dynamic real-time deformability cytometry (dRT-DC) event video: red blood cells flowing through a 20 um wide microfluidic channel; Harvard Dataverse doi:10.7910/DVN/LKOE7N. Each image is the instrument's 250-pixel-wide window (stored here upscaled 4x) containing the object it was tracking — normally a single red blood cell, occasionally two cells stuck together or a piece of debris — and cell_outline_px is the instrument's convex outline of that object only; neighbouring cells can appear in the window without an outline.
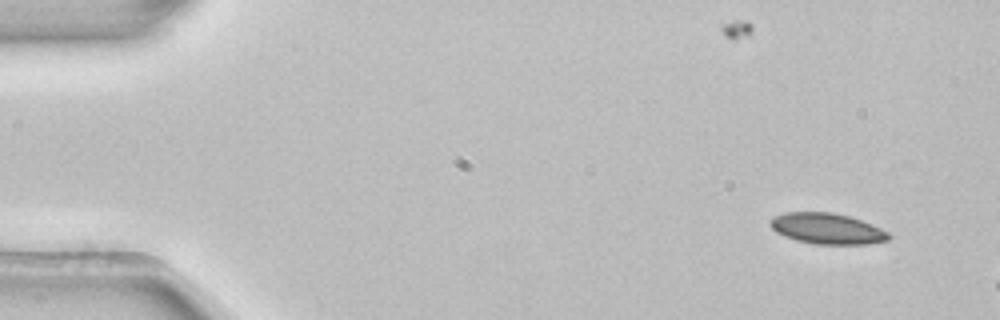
{"species": "common noctule bat (a hibernating species)", "species_latin": "Nyctalus noctula", "temperature_condition": "room temperature", "stored_images_in_passage": 5, "camera_frame_rate_fps": 3000, "um_per_image_px": 0.085, "animal": {"sex": "female", "body_mass_g": 22.7, "forearm_length_mm": 54.2}, "frame": {"image": 1, "passage_image": 1, "time_ms": 0.0, "image_size_px": [1000, 320], "cell_outline_px": [[892, 236], [888, 240], [868, 244], [816, 244], [796, 240], [784, 236], [776, 232], [768, 224], [768, 220], [772, 216], [784, 212], [832, 212], [848, 216], [872, 224], [888, 232]], "centroid_in_image_um": [70.26, 19.42], "position_along_channel_um": 14.7, "area_um2": 21.44}}
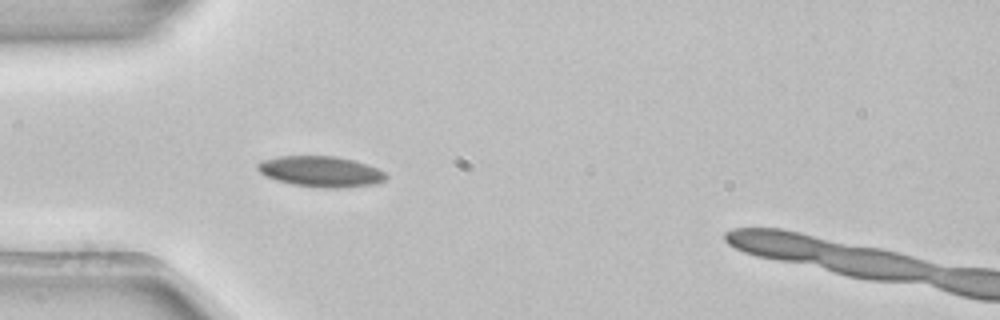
{"frame": {"image": 2, "passage_image": 4, "time_ms": 1.0, "image_size_px": [1000, 320], "cell_outline_px": [[388, 176], [384, 180], [376, 184], [344, 188], [320, 188], [292, 184], [276, 180], [264, 176], [256, 168], [256, 164], [260, 160], [276, 156], [336, 156], [352, 160], [376, 168], [384, 172]], "centroid_in_image_um": [27.21, 14.58], "position_along_channel_um": 57.8, "area_um2": 23.18}}